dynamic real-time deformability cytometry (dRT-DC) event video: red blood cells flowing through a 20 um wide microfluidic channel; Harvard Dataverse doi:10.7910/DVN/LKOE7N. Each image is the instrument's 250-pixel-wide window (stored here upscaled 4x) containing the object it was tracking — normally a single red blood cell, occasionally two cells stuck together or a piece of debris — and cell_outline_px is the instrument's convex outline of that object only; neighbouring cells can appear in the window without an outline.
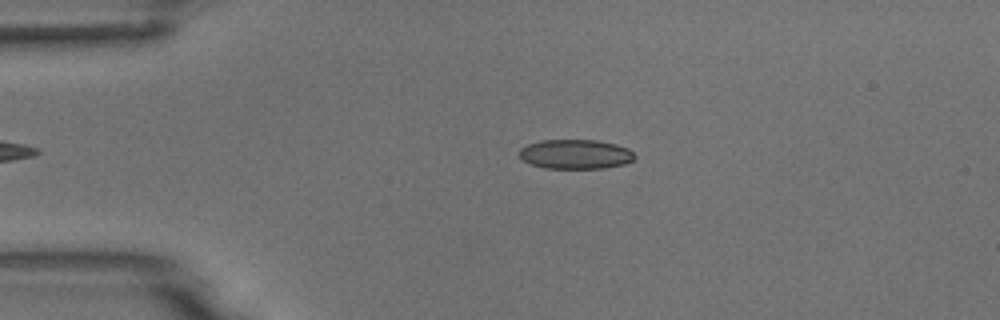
{"species": "common noctule bat (a hibernating species)", "species_latin": "Nyctalus noctula", "temperature_condition": "room temperature", "stored_images_in_passage": 4, "camera_frame_rate_fps": 3000, "um_per_image_px": 0.085, "animal": {"sex": "male", "body_mass_g": 18.8}, "frame": {"image": 1, "passage_image": 2, "time_ms": 0.333, "image_size_px": [1000, 320], "cell_outline_px": [[636, 156], [632, 160], [624, 164], [604, 168], [544, 168], [520, 160], [520, 148], [528, 144], [540, 140], [596, 140], [616, 144], [628, 148]], "centroid_in_image_um": [48.9, 13.1], "position_along_channel_um": 36.1, "area_um2": 19.83}}
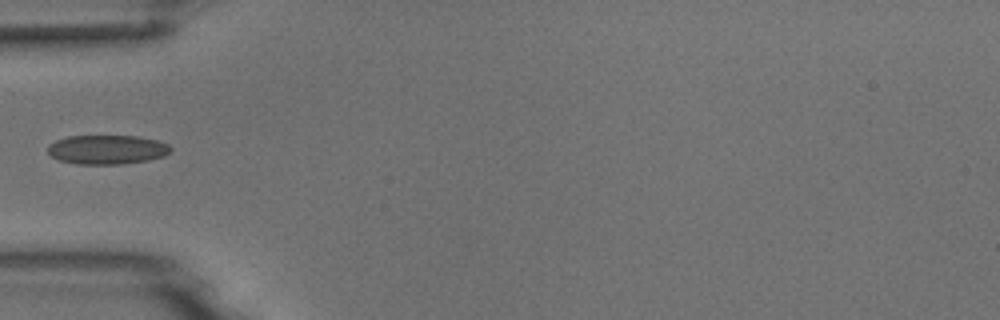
{"frame": {"image": 2, "passage_image": 4, "time_ms": 1.0, "image_size_px": [1000, 320], "cell_outline_px": [[172, 148], [164, 156], [148, 160], [124, 164], [76, 164], [60, 160], [52, 156], [48, 152], [48, 144], [56, 140], [68, 136], [136, 136], [156, 140], [168, 144]], "centroid_in_image_um": [9.09, 12.71], "position_along_channel_um": 75.9, "area_um2": 20.87}}